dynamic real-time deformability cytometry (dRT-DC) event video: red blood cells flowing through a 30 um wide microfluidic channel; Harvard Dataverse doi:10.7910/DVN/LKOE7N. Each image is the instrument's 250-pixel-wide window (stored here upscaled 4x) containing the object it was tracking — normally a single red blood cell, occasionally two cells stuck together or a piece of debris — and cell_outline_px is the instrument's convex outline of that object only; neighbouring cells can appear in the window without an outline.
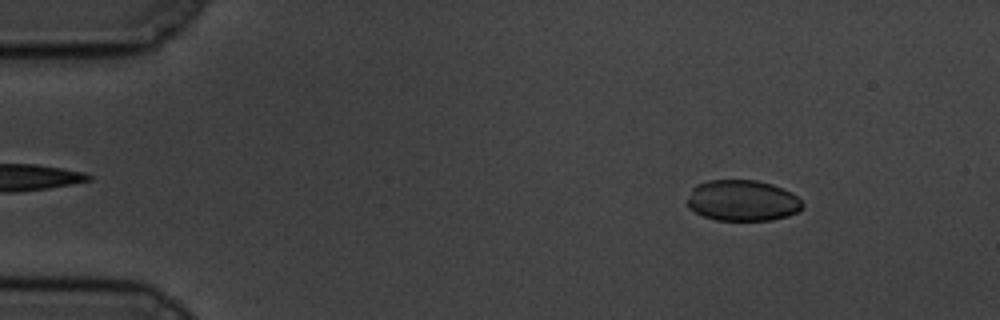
{"species": "common noctule bat (a hibernating species)", "species_latin": "Nyctalus noctula", "temperature_condition": "cold", "stored_images_in_passage": 57, "camera_frame_rate_fps": 3000, "um_per_image_px": 0.085, "animal": {"sex": "male", "body_mass_g": 19.5, "forearm_length_mm": 54.6}, "frame": {"image": 1, "passage_image": 7, "time_ms": 2.0, "image_size_px": [1000, 320], "cell_outline_px": [[804, 204], [796, 212], [788, 216], [772, 220], [716, 220], [704, 216], [688, 208], [688, 200], [692, 188], [696, 184], [708, 180], [756, 180], [772, 184], [792, 192]], "centroid_in_image_um": [63.1, 17.04], "position_along_channel_um": 21.9, "area_um2": 27.46}}
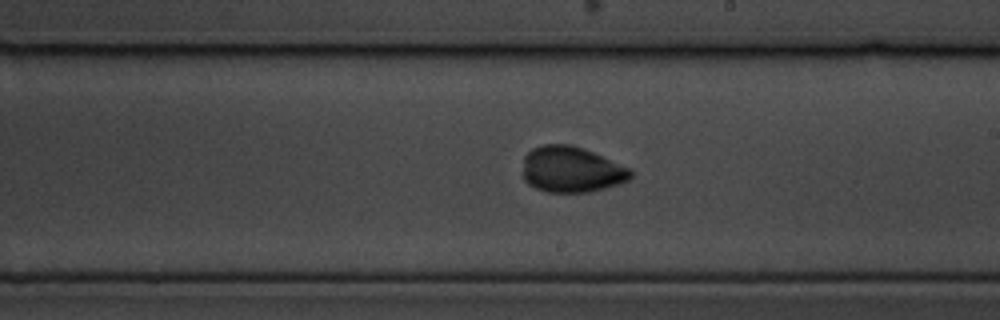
{"frame": {"image": 2, "passage_image": 33, "time_ms": 10.667, "image_size_px": [1000, 320], "cell_outline_px": [[632, 176], [628, 180], [620, 184], [588, 192], [548, 192], [536, 188], [528, 184], [524, 180], [524, 156], [532, 148], [544, 144], [568, 144], [592, 152], [632, 168]], "centroid_in_image_um": [48.58, 14.41], "position_along_channel_um": 240.4, "area_um2": 28.78}}
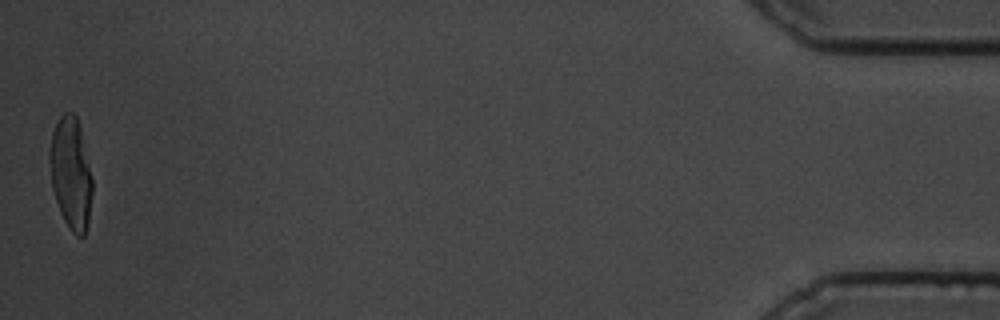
{"frame": {"image": 3, "passage_image": 57, "time_ms": 18.667, "image_size_px": [1000, 320], "cell_outline_px": [[92, 192], [88, 224], [84, 236], [76, 236], [72, 232], [64, 220], [60, 212], [52, 188], [48, 156], [48, 152], [52, 132], [60, 116], [64, 112], [72, 112], [76, 116], [80, 124], [92, 180]], "centroid_in_image_um": [6.01, 14.71], "position_along_channel_um": 429.2, "area_um2": 27.92}, "authors_computed_cell_mechanics": {"area_um2": 28.5532, "velocity_mm_per_s": 3.4746, "shape_relaxation_time_tau1_ms": 3.9204, "shape_relaxation_time_tau2_ms": 2.5631, "deformation_change_tau1": 0.105, "deformation_change_tau2": 0.0632}}